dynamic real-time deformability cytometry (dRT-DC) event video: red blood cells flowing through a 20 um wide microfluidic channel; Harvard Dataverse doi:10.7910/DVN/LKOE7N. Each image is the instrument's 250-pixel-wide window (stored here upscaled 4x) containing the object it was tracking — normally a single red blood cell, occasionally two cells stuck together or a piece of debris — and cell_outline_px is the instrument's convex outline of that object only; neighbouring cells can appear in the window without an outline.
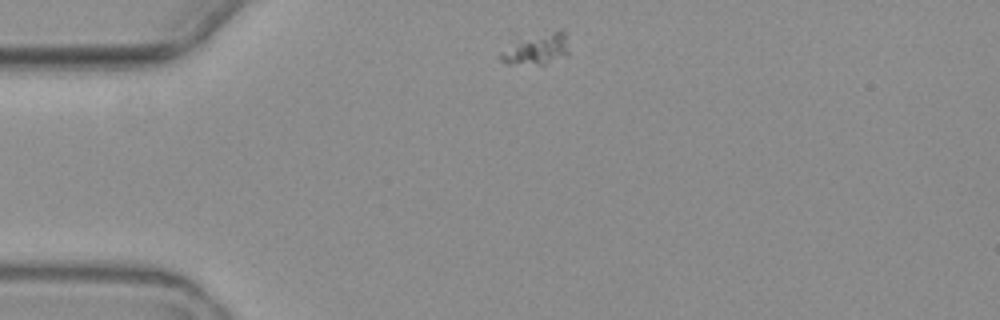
{"species": "common noctule bat (a hibernating species)", "species_latin": "Nyctalus noctula", "temperature_condition": "warm", "stored_images_in_passage": 4, "camera_frame_rate_fps": 3000, "um_per_image_px": 0.085, "animal": {"sex": "female", "body_mass_g": 19.3, "forearm_length_mm": 54.1}, "frame": {"image": 1, "passage_image": 1, "time_ms": 0.0, "image_size_px": [1000, 320], "cell_outline_px": [[568, 56], [548, 64], [508, 64], [500, 60], [500, 52], [560, 28], [564, 28], [568, 52]], "centroid_in_image_um": [45.76, 4.24], "position_along_channel_um": 39.2, "area_um2": 11.44}}